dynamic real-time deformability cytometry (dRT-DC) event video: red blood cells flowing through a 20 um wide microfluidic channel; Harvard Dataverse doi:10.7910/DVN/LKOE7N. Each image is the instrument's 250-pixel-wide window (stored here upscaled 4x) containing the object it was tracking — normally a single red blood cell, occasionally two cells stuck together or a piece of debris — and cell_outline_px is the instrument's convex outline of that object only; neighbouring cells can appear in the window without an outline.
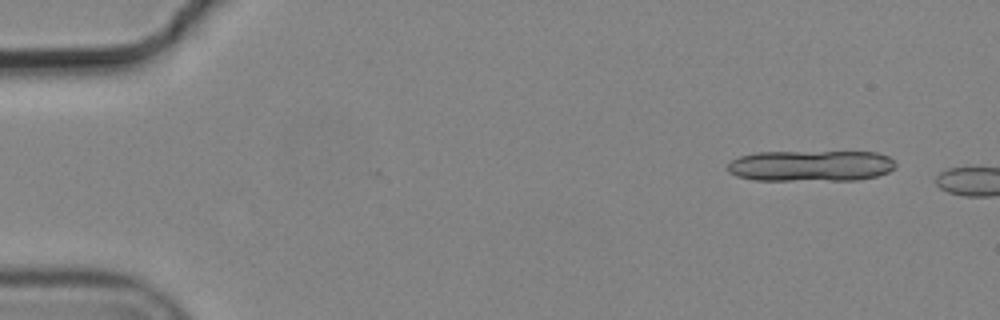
{"species": "common noctule bat (a hibernating species)", "species_latin": "Nyctalus noctula", "temperature_condition": "cold", "stored_images_in_passage": 2, "camera_frame_rate_fps": 3000, "um_per_image_px": 0.085, "animal": {"sex": "male", "body_mass_g": 19.2, "forearm_length_mm": 51.8}, "frame": {"image": 1, "passage_image": 1, "time_ms": 0.0, "image_size_px": [1000, 320], "cell_outline_px": [[896, 168], [888, 172], [876, 176], [856, 180], [752, 180], [736, 176], [728, 172], [728, 164], [732, 160], [740, 156], [756, 152], [876, 152], [888, 156], [896, 164]], "centroid_in_image_um": [68.91, 14.1], "position_along_channel_um": 16.1, "area_um2": 30.52}}